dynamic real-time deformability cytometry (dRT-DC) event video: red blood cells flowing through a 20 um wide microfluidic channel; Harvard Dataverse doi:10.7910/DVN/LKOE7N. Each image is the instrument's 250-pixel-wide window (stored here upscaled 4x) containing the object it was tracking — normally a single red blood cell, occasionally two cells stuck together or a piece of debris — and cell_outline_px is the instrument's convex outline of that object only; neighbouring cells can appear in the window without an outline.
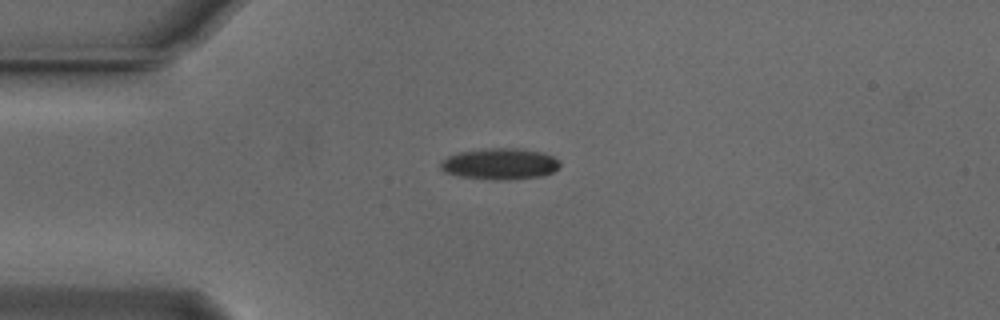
{"species": "Egyptian fruit bat (a non-hibernating species)", "species_latin": "Rousettus aegyptiacus", "temperature_condition": "cold", "stored_images_in_passage": 42, "camera_frame_rate_fps": 3000, "um_per_image_px": 0.085, "animal": {"sex": "male"}, "frame": {"image": 1, "passage_image": 1, "time_ms": 0.0, "image_size_px": [1000, 320], "cell_outline_px": [[560, 168], [544, 176], [508, 180], [492, 180], [460, 176], [444, 172], [440, 168], [440, 164], [448, 156], [460, 152], [488, 148], [520, 148], [544, 152], [560, 160]], "centroid_in_image_um": [42.55, 13.93], "position_along_channel_um": 42.5, "area_um2": 21.96}}
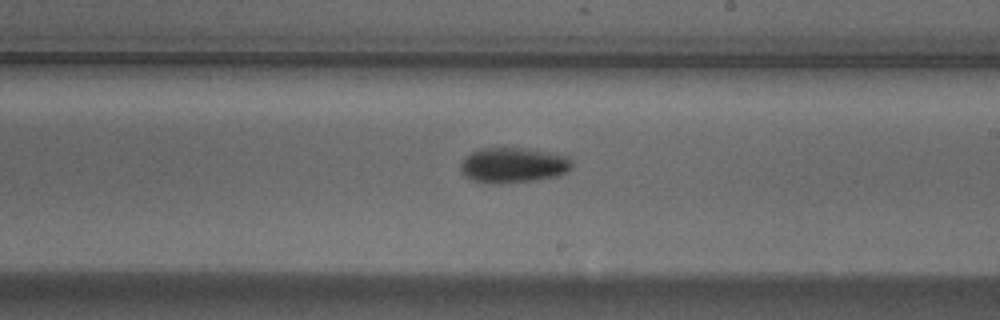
{"frame": {"image": 2, "passage_image": 19, "time_ms": 6.0, "image_size_px": [1000, 320], "cell_outline_px": [[572, 168], [568, 172], [560, 176], [536, 180], [500, 184], [492, 184], [472, 180], [464, 176], [460, 172], [460, 164], [464, 156], [480, 148], [524, 148], [548, 152], [568, 156], [572, 160]], "centroid_in_image_um": [43.62, 14.05], "position_along_channel_um": 245.4, "area_um2": 23.35}}
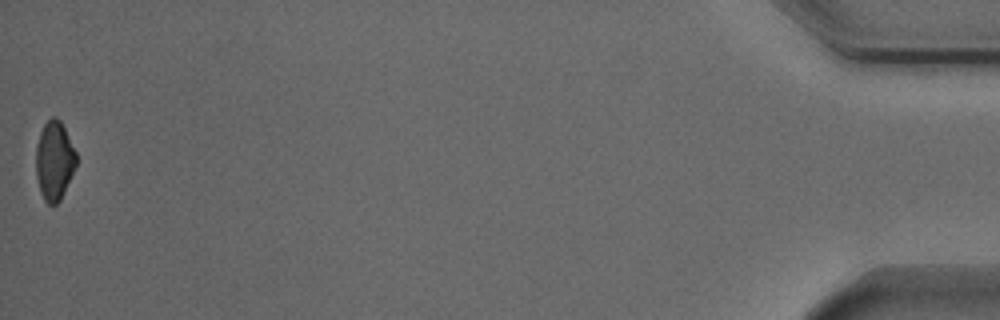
{"frame": {"image": 3, "passage_image": 42, "time_ms": 13.667, "image_size_px": [1000, 320], "cell_outline_px": [[76, 164], [64, 192], [60, 200], [56, 204], [48, 204], [44, 200], [40, 192], [36, 176], [36, 144], [40, 132], [44, 124], [52, 116], [56, 116], [60, 120], [76, 152]], "centroid_in_image_um": [4.6, 13.65], "position_along_channel_um": 430.6, "area_um2": 18.44}, "authors_computed_cell_mechanics": {"area_um2": 21.0392, "velocity_mm_per_s": 3.749, "shape_relaxation_time_tau1_ms": 2.524, "shape_relaxation_time_tau2_ms": null, "deformation_change_tau1": 0.077, "deformation_change_tau2": null}}